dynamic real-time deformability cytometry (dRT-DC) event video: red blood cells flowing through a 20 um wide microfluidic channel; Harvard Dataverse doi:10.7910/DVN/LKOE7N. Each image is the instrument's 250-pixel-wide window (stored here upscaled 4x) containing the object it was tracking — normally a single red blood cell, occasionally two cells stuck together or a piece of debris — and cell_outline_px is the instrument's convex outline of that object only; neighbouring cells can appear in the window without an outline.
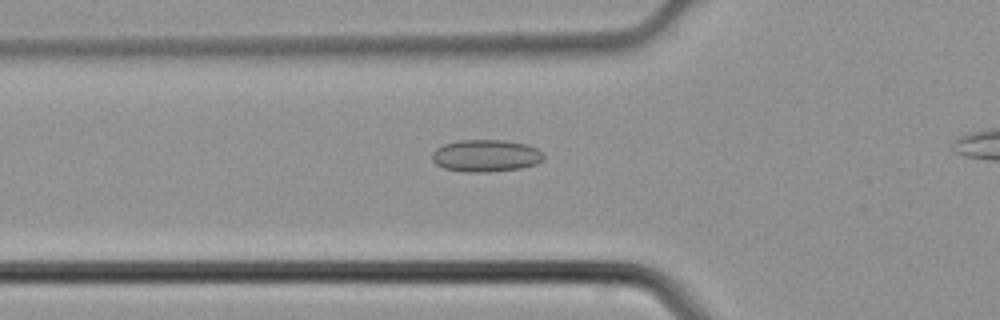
{"species": "common noctule bat (a hibernating species)", "species_latin": "Nyctalus noctula", "temperature_condition": "cold", "stored_images_in_passage": 23, "camera_frame_rate_fps": 3000, "um_per_image_px": 0.085, "animal": {"sex": "male", "body_mass_g": 21.5, "forearm_length_mm": 52.0}, "frame": {"image": 1, "passage_image": 2, "time_ms": 0.333, "image_size_px": [1000, 320], "cell_outline_px": [[544, 160], [536, 164], [520, 168], [484, 172], [464, 172], [444, 168], [436, 164], [432, 160], [432, 152], [436, 148], [444, 144], [456, 140], [504, 140], [528, 144], [544, 152]], "centroid_in_image_um": [41.31, 13.22], "position_along_channel_um": 84.5, "area_um2": 21.1}}
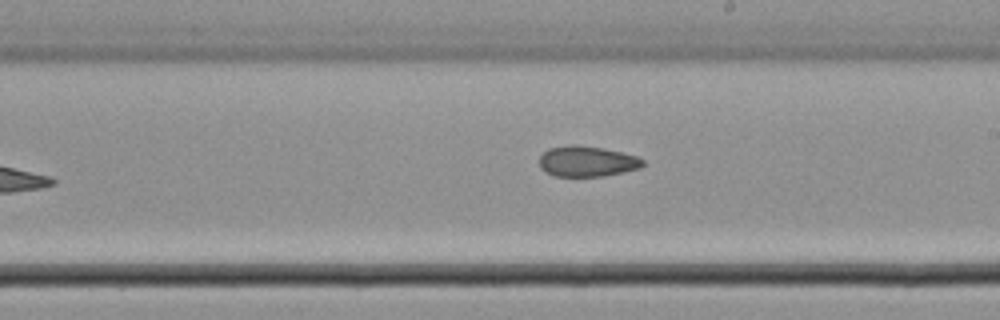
{"frame": {"image": 2, "passage_image": 12, "time_ms": 3.667, "image_size_px": [1000, 320], "cell_outline_px": [[644, 164], [640, 168], [624, 172], [604, 176], [556, 176], [540, 168], [540, 156], [548, 148], [568, 144], [576, 144], [604, 148], [636, 156], [644, 160]], "centroid_in_image_um": [49.9, 13.7], "position_along_channel_um": 239.1, "area_um2": 18.5}}
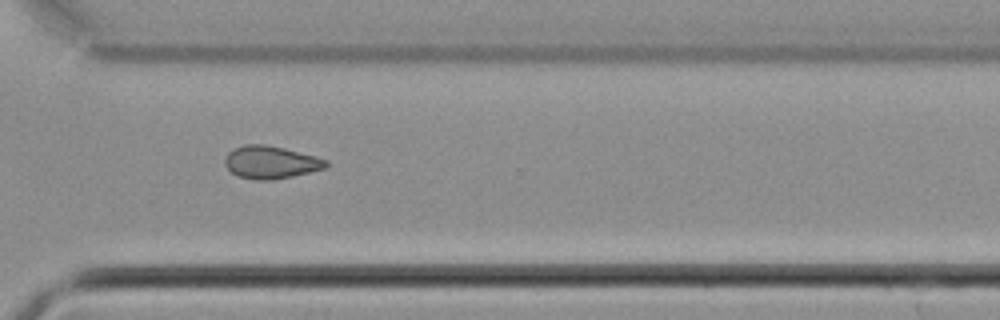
{"frame": {"image": 3, "passage_image": 19, "time_ms": 6.0, "image_size_px": [1000, 320], "cell_outline_px": [[328, 164], [324, 168], [292, 176], [272, 180], [256, 180], [236, 176], [224, 164], [224, 160], [228, 152], [244, 144], [264, 144], [284, 148], [316, 156], [328, 160]], "centroid_in_image_um": [22.99, 13.79], "position_along_channel_um": 347.6, "area_um2": 19.19}}